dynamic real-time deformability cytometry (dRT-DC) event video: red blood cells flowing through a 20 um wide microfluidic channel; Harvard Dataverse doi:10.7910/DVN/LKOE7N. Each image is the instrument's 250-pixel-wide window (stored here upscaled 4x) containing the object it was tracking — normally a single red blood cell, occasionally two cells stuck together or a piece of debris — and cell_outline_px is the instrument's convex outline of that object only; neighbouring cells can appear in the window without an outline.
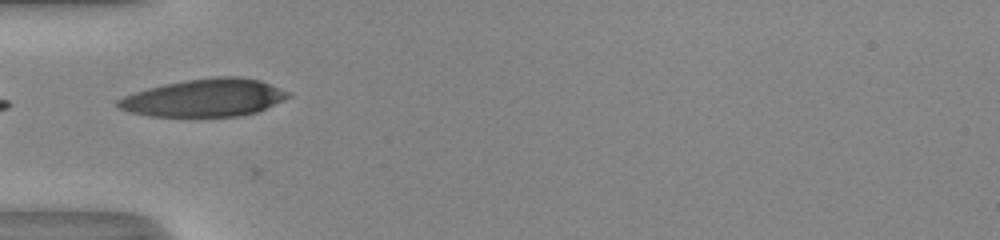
{"species": "human", "species_latin": "Homo sapiens", "temperature_condition": "room temperature", "stored_images_in_passage": 6, "camera_frame_rate_fps": 3000, "um_per_image_px": 0.085, "donor": {"sex": "male"}, "frame": {"image": 1, "passage_image": 1, "time_ms": 0.0, "image_size_px": [1000, 240], "cell_outline_px": [[292, 96], [284, 100], [256, 112], [240, 116], [148, 116], [132, 112], [120, 108], [116, 104], [116, 100], [124, 96], [148, 88], [164, 84], [188, 80], [216, 76], [240, 76], [260, 80], [292, 92]], "centroid_in_image_um": [17.44, 8.3], "position_along_channel_um": 67.6, "area_um2": 37.28}}